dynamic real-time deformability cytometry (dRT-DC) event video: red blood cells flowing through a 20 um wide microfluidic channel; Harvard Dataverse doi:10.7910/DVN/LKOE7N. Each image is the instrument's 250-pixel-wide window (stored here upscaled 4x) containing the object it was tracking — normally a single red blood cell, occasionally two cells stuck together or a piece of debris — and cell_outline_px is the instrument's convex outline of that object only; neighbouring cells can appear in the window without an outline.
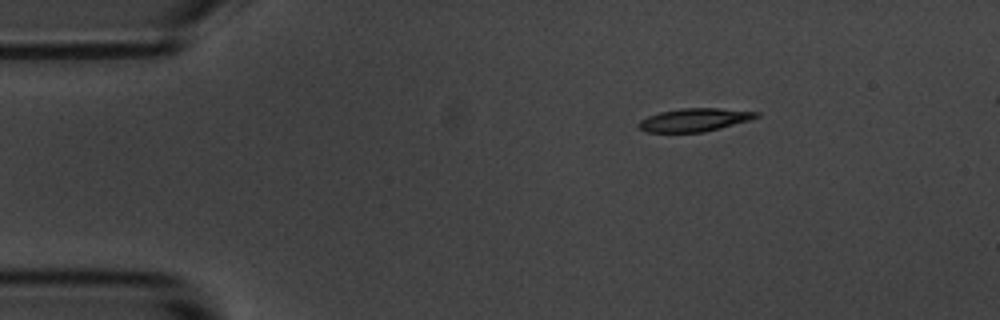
{"species": "common noctule bat (a hibernating species)", "species_latin": "Nyctalus noctula", "temperature_condition": "room temperature", "stored_images_in_passage": 4, "camera_frame_rate_fps": 3000, "um_per_image_px": 0.085, "animal": {"sex": "male", "body_mass_g": 20.1, "forearm_length_mm": 53.5}, "frame": {"image": 1, "passage_image": 1, "time_ms": 0.0, "image_size_px": [1000, 320], "cell_outline_px": [[760, 116], [752, 120], [704, 132], [648, 132], [640, 128], [636, 124], [640, 120], [648, 116], [660, 112], [680, 108], [720, 108], [760, 112]], "centroid_in_image_um": [59.07, 10.18], "position_along_channel_um": 25.9, "area_um2": 15.95}}